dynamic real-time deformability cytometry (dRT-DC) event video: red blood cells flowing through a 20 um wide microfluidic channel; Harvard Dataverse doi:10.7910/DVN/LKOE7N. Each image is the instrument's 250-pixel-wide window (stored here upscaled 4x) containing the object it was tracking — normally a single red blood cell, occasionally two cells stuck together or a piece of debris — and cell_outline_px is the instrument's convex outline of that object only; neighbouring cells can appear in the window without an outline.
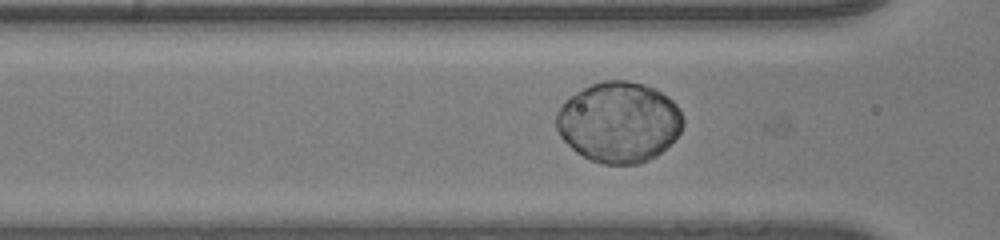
{"species": "human", "species_latin": "Homo sapiens", "temperature_condition": "room temperature", "stored_images_in_passage": 41, "camera_frame_rate_fps": 3000, "um_per_image_px": 0.085, "donor": {"sex": "male"}, "frame": {"image": 1, "passage_image": 16, "time_ms": 5.0, "image_size_px": [1000, 240], "cell_outline_px": [[684, 124], [680, 132], [656, 156], [640, 164], [604, 164], [592, 160], [576, 152], [560, 136], [556, 128], [556, 112], [564, 100], [576, 92], [592, 84], [604, 80], [624, 80], [644, 84], [668, 96], [676, 104], [684, 120]], "centroid_in_image_um": [52.59, 10.37], "position_along_channel_um": 114.0, "area_um2": 59.36}}
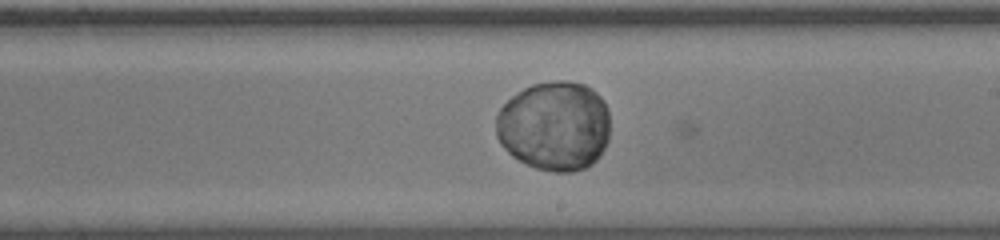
{"frame": {"image": 2, "passage_image": 26, "time_ms": 8.333, "image_size_px": [1000, 240], "cell_outline_px": [[608, 140], [600, 156], [592, 164], [584, 168], [572, 172], [552, 172], [536, 168], [512, 156], [504, 148], [496, 136], [496, 116], [500, 108], [516, 92], [532, 84], [556, 80], [564, 80], [584, 84], [592, 88], [604, 100], [608, 112]], "centroid_in_image_um": [47.12, 10.7], "position_along_channel_um": 241.9, "area_um2": 59.88}}
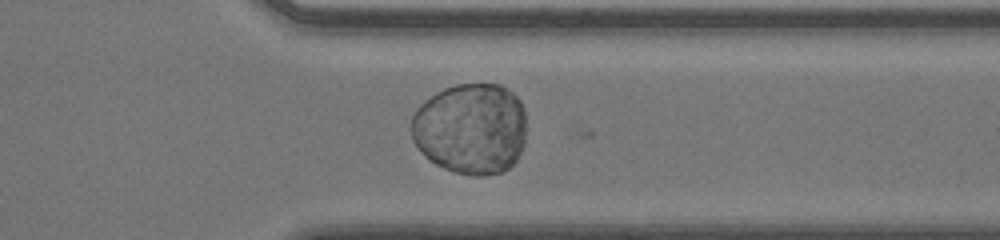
{"frame": {"image": 3, "passage_image": 36, "time_ms": 11.667, "image_size_px": [1000, 240], "cell_outline_px": [[524, 144], [516, 160], [508, 168], [500, 172], [484, 176], [472, 176], [452, 172], [428, 160], [424, 156], [412, 140], [412, 116], [416, 108], [420, 104], [436, 92], [444, 88], [456, 84], [500, 84], [508, 88], [520, 100], [524, 108]], "centroid_in_image_um": [40.0, 10.93], "position_along_channel_um": 371.4, "area_um2": 61.67}}